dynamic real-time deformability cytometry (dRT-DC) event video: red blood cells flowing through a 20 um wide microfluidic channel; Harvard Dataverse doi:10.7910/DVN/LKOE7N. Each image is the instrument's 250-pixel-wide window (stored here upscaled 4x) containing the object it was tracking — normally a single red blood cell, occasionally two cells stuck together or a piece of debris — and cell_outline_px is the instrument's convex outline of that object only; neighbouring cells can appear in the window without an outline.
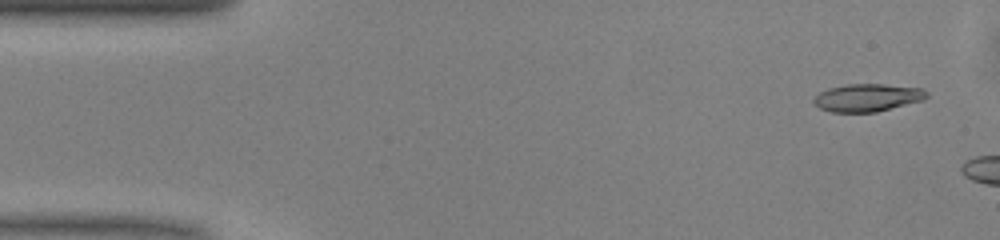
{"species": "common noctule bat (a hibernating species)", "species_latin": "Nyctalus noctula", "temperature_condition": "warm", "stored_images_in_passage": 7, "camera_frame_rate_fps": 3000, "um_per_image_px": 0.085, "animal": {"sex": "male", "body_mass_g": 13.0, "forearm_length_mm": 53.1}, "frame": {"image": 1, "passage_image": 3, "time_ms": 0.667, "image_size_px": [1000, 240], "cell_outline_px": [[928, 96], [924, 100], [876, 112], [832, 112], [820, 108], [812, 100], [820, 92], [828, 88], [844, 84], [884, 84], [920, 88], [928, 92]], "centroid_in_image_um": [73.74, 8.29], "position_along_channel_um": 11.3, "area_um2": 18.21}}